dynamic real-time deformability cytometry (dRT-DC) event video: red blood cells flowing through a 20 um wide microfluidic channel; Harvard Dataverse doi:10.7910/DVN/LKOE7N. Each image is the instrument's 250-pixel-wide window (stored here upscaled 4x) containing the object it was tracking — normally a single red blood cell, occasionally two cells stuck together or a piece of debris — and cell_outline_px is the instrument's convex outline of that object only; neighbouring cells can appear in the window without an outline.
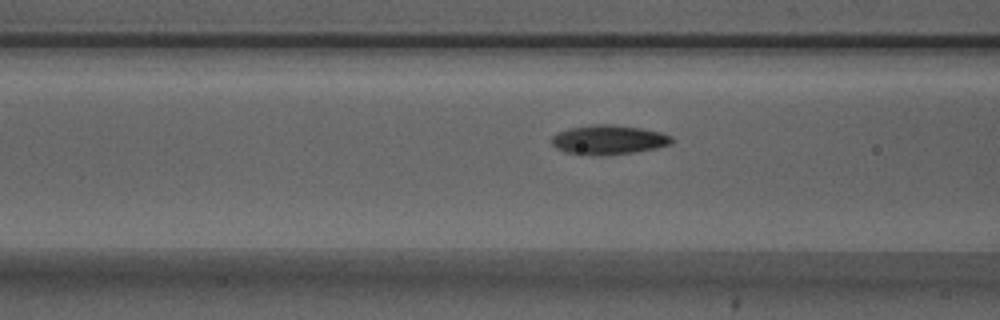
{"species": "Egyptian fruit bat (a non-hibernating species)", "species_latin": "Rousettus aegyptiacus", "temperature_condition": "warm", "stored_images_in_passage": 12, "camera_frame_rate_fps": 3000, "um_per_image_px": 0.085, "animal": {"sex": "male"}, "frame": {"image": 1, "passage_image": 10, "time_ms": 3.0, "image_size_px": [1000, 320], "cell_outline_px": [[672, 144], [656, 148], [632, 152], [604, 156], [592, 156], [564, 152], [556, 148], [552, 144], [552, 136], [556, 132], [568, 128], [592, 124], [612, 124], [640, 128], [660, 132], [672, 136]], "centroid_in_image_um": [51.68, 11.88], "position_along_channel_um": 114.9, "area_um2": 20.81}}